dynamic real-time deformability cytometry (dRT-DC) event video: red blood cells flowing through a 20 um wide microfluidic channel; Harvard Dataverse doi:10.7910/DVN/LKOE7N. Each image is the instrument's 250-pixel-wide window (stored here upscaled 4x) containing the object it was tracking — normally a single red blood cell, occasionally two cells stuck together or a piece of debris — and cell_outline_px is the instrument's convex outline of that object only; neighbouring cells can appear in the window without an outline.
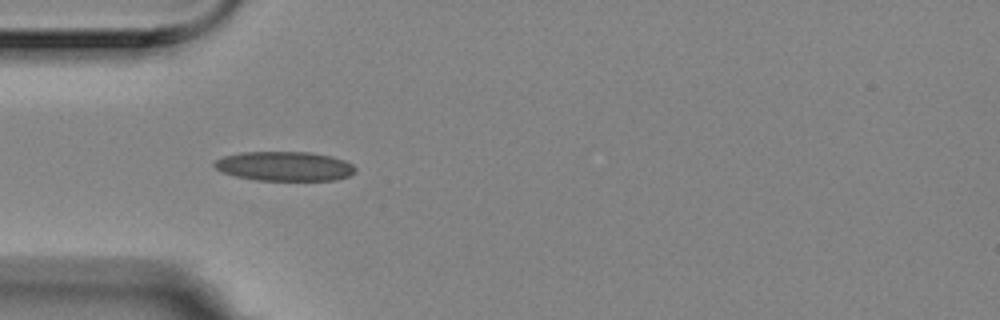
{"species": "Egyptian fruit bat (a non-hibernating species)", "species_latin": "Rousettus aegyptiacus", "temperature_condition": "room temperature", "stored_images_in_passage": 5, "camera_frame_rate_fps": 3000, "um_per_image_px": 0.085, "animal": {"sex": "female"}, "frame": {"image": 1, "passage_image": 4, "time_ms": 1.0, "image_size_px": [1000, 320], "cell_outline_px": [[356, 172], [348, 176], [336, 180], [256, 180], [236, 176], [224, 172], [216, 168], [212, 164], [216, 160], [224, 156], [240, 152], [312, 152], [332, 156], [344, 160], [352, 164], [356, 168]], "centroid_in_image_um": [24.21, 14.12], "position_along_channel_um": 60.8, "area_um2": 24.16}}
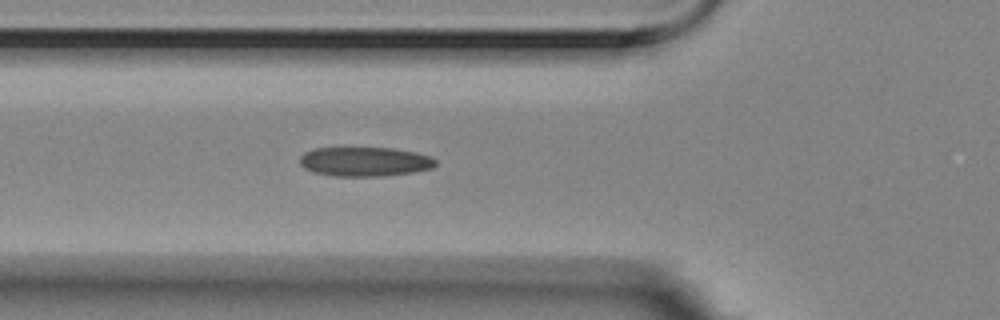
{"frame": {"image": 2, "passage_image": 5, "time_ms": 1.333, "image_size_px": [1000, 320], "cell_outline_px": [[436, 164], [432, 168], [412, 172], [384, 176], [332, 176], [312, 172], [304, 168], [300, 164], [300, 156], [304, 152], [312, 148], [392, 148], [416, 152], [428, 156], [436, 160]], "centroid_in_image_um": [30.96, 13.74], "position_along_channel_um": 94.8, "area_um2": 23.29}}